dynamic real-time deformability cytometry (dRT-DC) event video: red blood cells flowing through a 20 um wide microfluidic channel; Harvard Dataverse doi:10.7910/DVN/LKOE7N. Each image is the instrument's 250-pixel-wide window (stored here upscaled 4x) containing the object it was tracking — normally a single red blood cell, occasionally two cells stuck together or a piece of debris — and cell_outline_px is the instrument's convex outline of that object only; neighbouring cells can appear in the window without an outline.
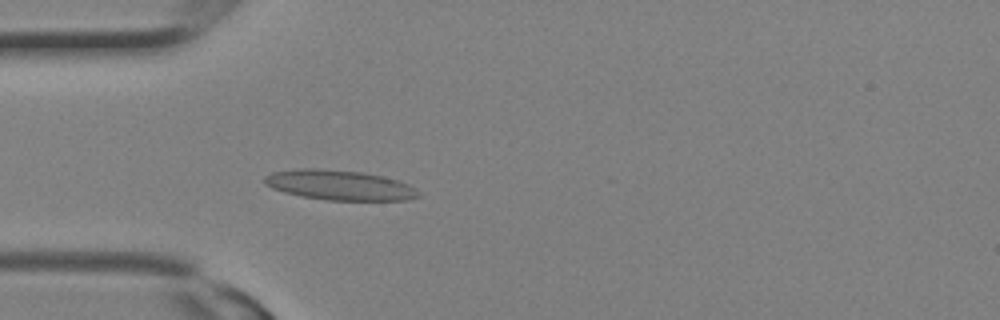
{"species": "Egyptian fruit bat (a non-hibernating species)", "species_latin": "Rousettus aegyptiacus", "temperature_condition": "room temperature", "stored_images_in_passage": 9, "camera_frame_rate_fps": 3000, "um_per_image_px": 0.085, "animal": {"sex": "female"}, "frame": {"image": 1, "passage_image": 7, "time_ms": 2.0, "image_size_px": [1000, 320], "cell_outline_px": [[420, 196], [404, 200], [328, 200], [304, 196], [284, 192], [272, 188], [264, 184], [264, 176], [272, 172], [300, 168], [312, 168], [360, 172], [384, 176], [408, 184], [416, 188], [420, 192]], "centroid_in_image_um": [28.85, 15.73], "position_along_channel_um": 56.1, "area_um2": 26.7}}
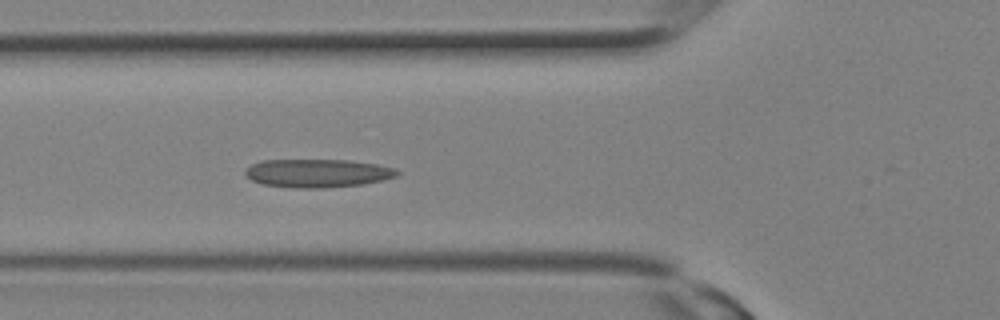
{"frame": {"image": 2, "passage_image": 9, "time_ms": 2.667, "image_size_px": [1000, 320], "cell_outline_px": [[400, 172], [396, 176], [380, 180], [360, 184], [324, 188], [296, 188], [264, 184], [252, 180], [244, 172], [244, 168], [260, 160], [348, 160], [376, 164], [396, 168]], "centroid_in_image_um": [26.96, 14.71], "position_along_channel_um": 98.8, "area_um2": 24.91}}